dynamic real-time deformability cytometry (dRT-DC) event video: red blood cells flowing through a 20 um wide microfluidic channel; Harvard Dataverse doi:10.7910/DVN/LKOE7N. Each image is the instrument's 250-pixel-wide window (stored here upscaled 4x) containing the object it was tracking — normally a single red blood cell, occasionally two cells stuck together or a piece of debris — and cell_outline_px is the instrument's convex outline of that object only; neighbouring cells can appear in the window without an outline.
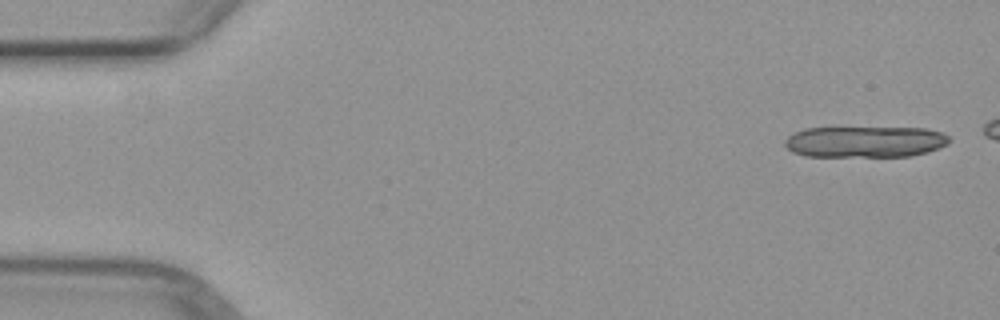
{"species": "common noctule bat (a hibernating species)", "species_latin": "Nyctalus noctula", "temperature_condition": "warm", "stored_images_in_passage": 5, "camera_frame_rate_fps": 3000, "um_per_image_px": 0.085, "animal": {"sex": "female", "body_mass_g": 29.2, "forearm_length_mm": 56.3}, "frame": {"image": 1, "passage_image": 1, "time_ms": 0.0, "image_size_px": [1000, 320], "cell_outline_px": [[952, 140], [948, 144], [928, 152], [912, 156], [804, 156], [792, 152], [784, 144], [784, 140], [788, 136], [804, 128], [928, 128], [940, 132], [948, 136]], "centroid_in_image_um": [73.55, 12.05], "position_along_channel_um": 11.5, "area_um2": 30.0}}